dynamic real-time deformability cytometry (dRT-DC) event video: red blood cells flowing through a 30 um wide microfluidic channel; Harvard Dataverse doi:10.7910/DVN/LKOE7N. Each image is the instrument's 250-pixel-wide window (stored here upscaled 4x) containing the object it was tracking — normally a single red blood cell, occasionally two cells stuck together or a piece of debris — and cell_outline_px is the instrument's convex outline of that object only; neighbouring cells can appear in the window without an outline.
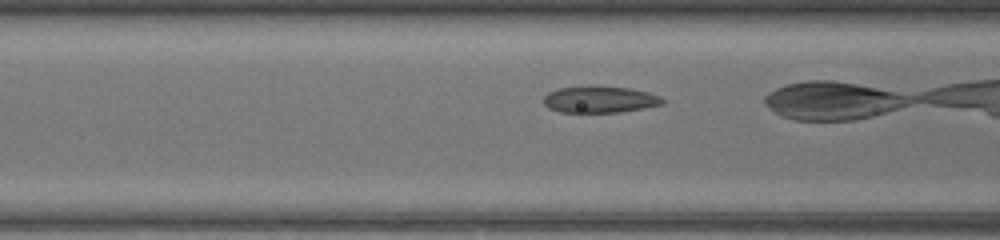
{"species": "common noctule bat (a hibernating species)", "species_latin": "Nyctalus noctula", "temperature_condition": "warm", "stored_images_in_passage": 14, "camera_frame_rate_fps": 3000, "um_per_image_px": 0.085, "animal": {"sex": "female", "body_mass_g": 17.0, "forearm_length_mm": 48.0}, "frame": {"image": 1, "passage_image": 12, "time_ms": 3.667, "image_size_px": [1000, 240], "cell_outline_px": [[668, 100], [664, 104], [644, 108], [620, 112], [560, 112], [548, 108], [544, 104], [544, 96], [548, 92], [560, 88], [592, 84], [632, 88], [648, 92], [660, 96]], "centroid_in_image_um": [51.02, 8.43], "position_along_channel_um": 115.6, "area_um2": 19.02}}